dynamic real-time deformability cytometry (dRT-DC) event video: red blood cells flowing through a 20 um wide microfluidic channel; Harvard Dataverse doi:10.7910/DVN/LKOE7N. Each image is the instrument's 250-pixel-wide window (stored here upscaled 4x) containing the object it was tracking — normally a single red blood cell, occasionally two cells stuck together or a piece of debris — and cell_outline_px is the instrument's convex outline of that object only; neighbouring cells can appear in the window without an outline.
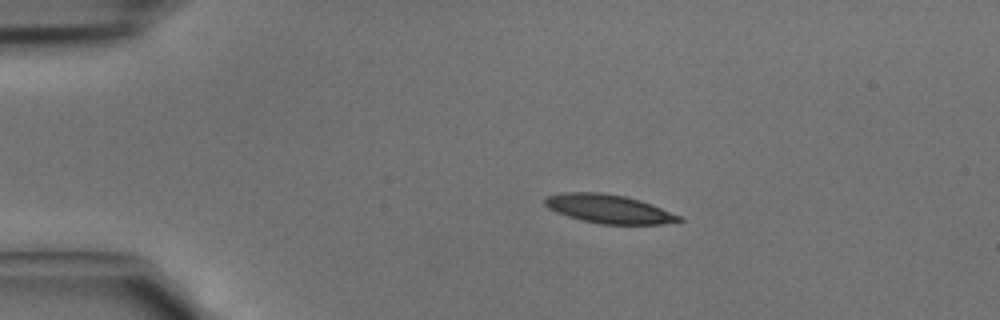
{"species": "common noctule bat (a hibernating species)", "species_latin": "Nyctalus noctula", "temperature_condition": "cold", "stored_images_in_passage": 2, "camera_frame_rate_fps": 3000, "um_per_image_px": 0.085, "animal": {"sex": "male", "body_mass_g": 15.6}, "frame": {"image": 1, "passage_image": 1, "time_ms": 0.0, "image_size_px": [1000, 320], "cell_outline_px": [[684, 220], [660, 224], [600, 224], [568, 216], [556, 212], [548, 208], [544, 204], [544, 200], [548, 196], [564, 192], [600, 192], [624, 196], [640, 200], [652, 204], [680, 216]], "centroid_in_image_um": [51.73, 17.75], "position_along_channel_um": 33.3, "area_um2": 22.2}}